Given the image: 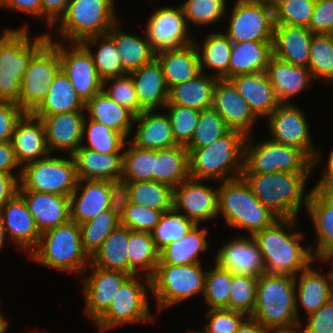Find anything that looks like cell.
Here are the masks:
<instances>
[{
	"label": "cell",
	"mask_w": 333,
	"mask_h": 333,
	"mask_svg": "<svg viewBox=\"0 0 333 333\" xmlns=\"http://www.w3.org/2000/svg\"><path fill=\"white\" fill-rule=\"evenodd\" d=\"M51 155L22 167L19 190L70 197L78 183L74 159Z\"/></svg>",
	"instance_id": "7c38bea8"
},
{
	"label": "cell",
	"mask_w": 333,
	"mask_h": 333,
	"mask_svg": "<svg viewBox=\"0 0 333 333\" xmlns=\"http://www.w3.org/2000/svg\"><path fill=\"white\" fill-rule=\"evenodd\" d=\"M250 317L268 329L299 323L295 306L294 277L261 274L257 282L256 305Z\"/></svg>",
	"instance_id": "ba28073f"
},
{
	"label": "cell",
	"mask_w": 333,
	"mask_h": 333,
	"mask_svg": "<svg viewBox=\"0 0 333 333\" xmlns=\"http://www.w3.org/2000/svg\"><path fill=\"white\" fill-rule=\"evenodd\" d=\"M0 219L6 236L19 251L29 255L38 246L41 233L19 193L0 208Z\"/></svg>",
	"instance_id": "7402d4cb"
},
{
	"label": "cell",
	"mask_w": 333,
	"mask_h": 333,
	"mask_svg": "<svg viewBox=\"0 0 333 333\" xmlns=\"http://www.w3.org/2000/svg\"><path fill=\"white\" fill-rule=\"evenodd\" d=\"M195 226V223L173 207L163 213L151 236L160 252L169 244L186 236Z\"/></svg>",
	"instance_id": "681fc988"
},
{
	"label": "cell",
	"mask_w": 333,
	"mask_h": 333,
	"mask_svg": "<svg viewBox=\"0 0 333 333\" xmlns=\"http://www.w3.org/2000/svg\"><path fill=\"white\" fill-rule=\"evenodd\" d=\"M20 176L0 172V208L18 194Z\"/></svg>",
	"instance_id": "753ad0ef"
},
{
	"label": "cell",
	"mask_w": 333,
	"mask_h": 333,
	"mask_svg": "<svg viewBox=\"0 0 333 333\" xmlns=\"http://www.w3.org/2000/svg\"><path fill=\"white\" fill-rule=\"evenodd\" d=\"M257 118H267L280 104L265 72L241 74L229 79Z\"/></svg>",
	"instance_id": "1f68e13d"
},
{
	"label": "cell",
	"mask_w": 333,
	"mask_h": 333,
	"mask_svg": "<svg viewBox=\"0 0 333 333\" xmlns=\"http://www.w3.org/2000/svg\"><path fill=\"white\" fill-rule=\"evenodd\" d=\"M214 267L208 268L205 275V285L203 300L208 305V309L226 308L229 304V291L232 272L219 267L214 263Z\"/></svg>",
	"instance_id": "6f0895ef"
},
{
	"label": "cell",
	"mask_w": 333,
	"mask_h": 333,
	"mask_svg": "<svg viewBox=\"0 0 333 333\" xmlns=\"http://www.w3.org/2000/svg\"><path fill=\"white\" fill-rule=\"evenodd\" d=\"M323 193L333 202V187L324 190Z\"/></svg>",
	"instance_id": "deb4b68c"
},
{
	"label": "cell",
	"mask_w": 333,
	"mask_h": 333,
	"mask_svg": "<svg viewBox=\"0 0 333 333\" xmlns=\"http://www.w3.org/2000/svg\"><path fill=\"white\" fill-rule=\"evenodd\" d=\"M25 112L11 101H0V142H10L17 122Z\"/></svg>",
	"instance_id": "003e7915"
},
{
	"label": "cell",
	"mask_w": 333,
	"mask_h": 333,
	"mask_svg": "<svg viewBox=\"0 0 333 333\" xmlns=\"http://www.w3.org/2000/svg\"><path fill=\"white\" fill-rule=\"evenodd\" d=\"M205 317L208 324L203 326L211 333H235L240 327L241 323L248 317L247 315L221 308V309H208Z\"/></svg>",
	"instance_id": "be15d7a7"
},
{
	"label": "cell",
	"mask_w": 333,
	"mask_h": 333,
	"mask_svg": "<svg viewBox=\"0 0 333 333\" xmlns=\"http://www.w3.org/2000/svg\"><path fill=\"white\" fill-rule=\"evenodd\" d=\"M2 301L0 300V307H1ZM9 322L7 317L4 316L3 312L0 310V333H6L7 330H9Z\"/></svg>",
	"instance_id": "09005b40"
},
{
	"label": "cell",
	"mask_w": 333,
	"mask_h": 333,
	"mask_svg": "<svg viewBox=\"0 0 333 333\" xmlns=\"http://www.w3.org/2000/svg\"><path fill=\"white\" fill-rule=\"evenodd\" d=\"M69 0H41V19L52 30L66 14Z\"/></svg>",
	"instance_id": "89a4df30"
},
{
	"label": "cell",
	"mask_w": 333,
	"mask_h": 333,
	"mask_svg": "<svg viewBox=\"0 0 333 333\" xmlns=\"http://www.w3.org/2000/svg\"><path fill=\"white\" fill-rule=\"evenodd\" d=\"M139 276L132 275L122 284L112 304L94 322L98 333H104L108 329L125 324L149 323L155 320L147 300L150 296V294L148 295L149 278L143 276L142 280Z\"/></svg>",
	"instance_id": "8fae6325"
},
{
	"label": "cell",
	"mask_w": 333,
	"mask_h": 333,
	"mask_svg": "<svg viewBox=\"0 0 333 333\" xmlns=\"http://www.w3.org/2000/svg\"><path fill=\"white\" fill-rule=\"evenodd\" d=\"M130 75L140 105V113L145 110H164L169 99V88L158 60L155 58Z\"/></svg>",
	"instance_id": "f1b7e54d"
},
{
	"label": "cell",
	"mask_w": 333,
	"mask_h": 333,
	"mask_svg": "<svg viewBox=\"0 0 333 333\" xmlns=\"http://www.w3.org/2000/svg\"><path fill=\"white\" fill-rule=\"evenodd\" d=\"M316 0H288L274 10V22L309 27Z\"/></svg>",
	"instance_id": "94428289"
},
{
	"label": "cell",
	"mask_w": 333,
	"mask_h": 333,
	"mask_svg": "<svg viewBox=\"0 0 333 333\" xmlns=\"http://www.w3.org/2000/svg\"><path fill=\"white\" fill-rule=\"evenodd\" d=\"M212 108L221 115L231 130L241 131L245 136L252 135L258 118L230 80L217 79Z\"/></svg>",
	"instance_id": "44dd1931"
},
{
	"label": "cell",
	"mask_w": 333,
	"mask_h": 333,
	"mask_svg": "<svg viewBox=\"0 0 333 333\" xmlns=\"http://www.w3.org/2000/svg\"><path fill=\"white\" fill-rule=\"evenodd\" d=\"M216 81L217 78L211 74L201 73L192 80L172 87L168 103L198 111L211 108Z\"/></svg>",
	"instance_id": "7bdbcfd3"
},
{
	"label": "cell",
	"mask_w": 333,
	"mask_h": 333,
	"mask_svg": "<svg viewBox=\"0 0 333 333\" xmlns=\"http://www.w3.org/2000/svg\"><path fill=\"white\" fill-rule=\"evenodd\" d=\"M204 41L194 43L199 54V63L201 73L206 70L210 71L211 75L217 79L229 80V60L232 49V41L223 31L209 33L205 35ZM200 46V47H199Z\"/></svg>",
	"instance_id": "f35d334b"
},
{
	"label": "cell",
	"mask_w": 333,
	"mask_h": 333,
	"mask_svg": "<svg viewBox=\"0 0 333 333\" xmlns=\"http://www.w3.org/2000/svg\"><path fill=\"white\" fill-rule=\"evenodd\" d=\"M170 117L174 140L178 145L186 146L192 139L198 125V110L167 103L164 110Z\"/></svg>",
	"instance_id": "680465c9"
},
{
	"label": "cell",
	"mask_w": 333,
	"mask_h": 333,
	"mask_svg": "<svg viewBox=\"0 0 333 333\" xmlns=\"http://www.w3.org/2000/svg\"><path fill=\"white\" fill-rule=\"evenodd\" d=\"M245 140L241 131L230 130L207 147L186 148L190 178L222 182L242 177Z\"/></svg>",
	"instance_id": "277c9868"
},
{
	"label": "cell",
	"mask_w": 333,
	"mask_h": 333,
	"mask_svg": "<svg viewBox=\"0 0 333 333\" xmlns=\"http://www.w3.org/2000/svg\"><path fill=\"white\" fill-rule=\"evenodd\" d=\"M313 33L303 26L274 25V55L292 65L308 68Z\"/></svg>",
	"instance_id": "d6a6232c"
},
{
	"label": "cell",
	"mask_w": 333,
	"mask_h": 333,
	"mask_svg": "<svg viewBox=\"0 0 333 333\" xmlns=\"http://www.w3.org/2000/svg\"><path fill=\"white\" fill-rule=\"evenodd\" d=\"M109 194L111 212L121 220L130 204V191L128 181L123 179L109 181Z\"/></svg>",
	"instance_id": "a7ac6f4b"
},
{
	"label": "cell",
	"mask_w": 333,
	"mask_h": 333,
	"mask_svg": "<svg viewBox=\"0 0 333 333\" xmlns=\"http://www.w3.org/2000/svg\"><path fill=\"white\" fill-rule=\"evenodd\" d=\"M253 137L246 136L242 174L313 172L312 160L298 147L280 144L269 137L254 143Z\"/></svg>",
	"instance_id": "30bf717a"
},
{
	"label": "cell",
	"mask_w": 333,
	"mask_h": 333,
	"mask_svg": "<svg viewBox=\"0 0 333 333\" xmlns=\"http://www.w3.org/2000/svg\"><path fill=\"white\" fill-rule=\"evenodd\" d=\"M69 199L70 220L79 225L88 222L109 209V181L78 180Z\"/></svg>",
	"instance_id": "484cf974"
},
{
	"label": "cell",
	"mask_w": 333,
	"mask_h": 333,
	"mask_svg": "<svg viewBox=\"0 0 333 333\" xmlns=\"http://www.w3.org/2000/svg\"><path fill=\"white\" fill-rule=\"evenodd\" d=\"M223 31L232 42L273 41L274 11L259 0H235Z\"/></svg>",
	"instance_id": "9a60e30c"
},
{
	"label": "cell",
	"mask_w": 333,
	"mask_h": 333,
	"mask_svg": "<svg viewBox=\"0 0 333 333\" xmlns=\"http://www.w3.org/2000/svg\"><path fill=\"white\" fill-rule=\"evenodd\" d=\"M1 7L41 19V0H0Z\"/></svg>",
	"instance_id": "2644e50d"
},
{
	"label": "cell",
	"mask_w": 333,
	"mask_h": 333,
	"mask_svg": "<svg viewBox=\"0 0 333 333\" xmlns=\"http://www.w3.org/2000/svg\"><path fill=\"white\" fill-rule=\"evenodd\" d=\"M130 232L129 228L119 225L107 236L100 248L90 258V265L129 274L127 246Z\"/></svg>",
	"instance_id": "ee69618b"
},
{
	"label": "cell",
	"mask_w": 333,
	"mask_h": 333,
	"mask_svg": "<svg viewBox=\"0 0 333 333\" xmlns=\"http://www.w3.org/2000/svg\"><path fill=\"white\" fill-rule=\"evenodd\" d=\"M59 41L61 69L68 76L74 90L86 104L94 95L100 93L103 81L100 78L90 52L81 43Z\"/></svg>",
	"instance_id": "e0dca14e"
},
{
	"label": "cell",
	"mask_w": 333,
	"mask_h": 333,
	"mask_svg": "<svg viewBox=\"0 0 333 333\" xmlns=\"http://www.w3.org/2000/svg\"><path fill=\"white\" fill-rule=\"evenodd\" d=\"M214 263L233 274L259 277L265 267L257 243L252 236H236L216 252Z\"/></svg>",
	"instance_id": "cb8c5ba5"
},
{
	"label": "cell",
	"mask_w": 333,
	"mask_h": 333,
	"mask_svg": "<svg viewBox=\"0 0 333 333\" xmlns=\"http://www.w3.org/2000/svg\"><path fill=\"white\" fill-rule=\"evenodd\" d=\"M303 111L294 103H280L265 120H268L269 138L301 149L312 160L314 170L324 159L320 148L314 146L309 122Z\"/></svg>",
	"instance_id": "5bb4252c"
},
{
	"label": "cell",
	"mask_w": 333,
	"mask_h": 333,
	"mask_svg": "<svg viewBox=\"0 0 333 333\" xmlns=\"http://www.w3.org/2000/svg\"><path fill=\"white\" fill-rule=\"evenodd\" d=\"M269 333H306L304 327L299 322L295 325L288 326V327H281V328H273L270 329Z\"/></svg>",
	"instance_id": "2a66077c"
},
{
	"label": "cell",
	"mask_w": 333,
	"mask_h": 333,
	"mask_svg": "<svg viewBox=\"0 0 333 333\" xmlns=\"http://www.w3.org/2000/svg\"><path fill=\"white\" fill-rule=\"evenodd\" d=\"M189 178V153L185 146L175 145L156 150L152 181L167 184L174 189Z\"/></svg>",
	"instance_id": "ab89813d"
},
{
	"label": "cell",
	"mask_w": 333,
	"mask_h": 333,
	"mask_svg": "<svg viewBox=\"0 0 333 333\" xmlns=\"http://www.w3.org/2000/svg\"><path fill=\"white\" fill-rule=\"evenodd\" d=\"M258 277L243 274H232L230 283L229 304L225 309L241 312L251 316L257 299Z\"/></svg>",
	"instance_id": "9f6ffc18"
},
{
	"label": "cell",
	"mask_w": 333,
	"mask_h": 333,
	"mask_svg": "<svg viewBox=\"0 0 333 333\" xmlns=\"http://www.w3.org/2000/svg\"><path fill=\"white\" fill-rule=\"evenodd\" d=\"M163 213V211L130 202L120 220V225L129 228L131 231L151 233Z\"/></svg>",
	"instance_id": "6125c7cd"
},
{
	"label": "cell",
	"mask_w": 333,
	"mask_h": 333,
	"mask_svg": "<svg viewBox=\"0 0 333 333\" xmlns=\"http://www.w3.org/2000/svg\"><path fill=\"white\" fill-rule=\"evenodd\" d=\"M319 263L330 264L331 270L325 274L320 273L311 263L294 277L295 280V306L299 322L300 309L303 308L305 315L309 316L318 310L332 297L333 260H317ZM314 268V269H313ZM301 308H300V307ZM300 308V309H299Z\"/></svg>",
	"instance_id": "ffe728a7"
},
{
	"label": "cell",
	"mask_w": 333,
	"mask_h": 333,
	"mask_svg": "<svg viewBox=\"0 0 333 333\" xmlns=\"http://www.w3.org/2000/svg\"><path fill=\"white\" fill-rule=\"evenodd\" d=\"M40 233L70 220V199L66 196L18 190Z\"/></svg>",
	"instance_id": "83f0119b"
},
{
	"label": "cell",
	"mask_w": 333,
	"mask_h": 333,
	"mask_svg": "<svg viewBox=\"0 0 333 333\" xmlns=\"http://www.w3.org/2000/svg\"><path fill=\"white\" fill-rule=\"evenodd\" d=\"M300 322L306 333H333V297Z\"/></svg>",
	"instance_id": "e7e4bbea"
},
{
	"label": "cell",
	"mask_w": 333,
	"mask_h": 333,
	"mask_svg": "<svg viewBox=\"0 0 333 333\" xmlns=\"http://www.w3.org/2000/svg\"><path fill=\"white\" fill-rule=\"evenodd\" d=\"M181 5L161 7L149 16L143 32L155 53L185 47L194 42Z\"/></svg>",
	"instance_id": "2e32d148"
},
{
	"label": "cell",
	"mask_w": 333,
	"mask_h": 333,
	"mask_svg": "<svg viewBox=\"0 0 333 333\" xmlns=\"http://www.w3.org/2000/svg\"><path fill=\"white\" fill-rule=\"evenodd\" d=\"M18 169V173H13V170ZM22 167L19 165L12 143L0 142V172L8 173L11 175H21Z\"/></svg>",
	"instance_id": "8c879c8a"
},
{
	"label": "cell",
	"mask_w": 333,
	"mask_h": 333,
	"mask_svg": "<svg viewBox=\"0 0 333 333\" xmlns=\"http://www.w3.org/2000/svg\"><path fill=\"white\" fill-rule=\"evenodd\" d=\"M188 333H211V332H209L206 328H204V330L203 331H201V330H194V331H192V330H189L188 331Z\"/></svg>",
	"instance_id": "67dfc351"
},
{
	"label": "cell",
	"mask_w": 333,
	"mask_h": 333,
	"mask_svg": "<svg viewBox=\"0 0 333 333\" xmlns=\"http://www.w3.org/2000/svg\"><path fill=\"white\" fill-rule=\"evenodd\" d=\"M88 268L91 269V273L82 280L85 297L84 313L88 319L95 322L112 304L119 288L131 275L94 265H89Z\"/></svg>",
	"instance_id": "d6986e66"
},
{
	"label": "cell",
	"mask_w": 333,
	"mask_h": 333,
	"mask_svg": "<svg viewBox=\"0 0 333 333\" xmlns=\"http://www.w3.org/2000/svg\"><path fill=\"white\" fill-rule=\"evenodd\" d=\"M81 44L92 55L96 70L102 81L126 74L122 69L115 43L108 34L90 37L82 41ZM94 46L97 47L96 53L92 51Z\"/></svg>",
	"instance_id": "bcb514c9"
},
{
	"label": "cell",
	"mask_w": 333,
	"mask_h": 333,
	"mask_svg": "<svg viewBox=\"0 0 333 333\" xmlns=\"http://www.w3.org/2000/svg\"><path fill=\"white\" fill-rule=\"evenodd\" d=\"M88 120V121H87ZM83 140L88 144H82L88 148L100 153H124V144L126 139L113 129L104 124L90 120L87 115L83 124Z\"/></svg>",
	"instance_id": "f907efd6"
},
{
	"label": "cell",
	"mask_w": 333,
	"mask_h": 333,
	"mask_svg": "<svg viewBox=\"0 0 333 333\" xmlns=\"http://www.w3.org/2000/svg\"><path fill=\"white\" fill-rule=\"evenodd\" d=\"M308 68L315 80L333 82V35L314 34L311 39Z\"/></svg>",
	"instance_id": "816d5d0a"
},
{
	"label": "cell",
	"mask_w": 333,
	"mask_h": 333,
	"mask_svg": "<svg viewBox=\"0 0 333 333\" xmlns=\"http://www.w3.org/2000/svg\"><path fill=\"white\" fill-rule=\"evenodd\" d=\"M206 272L201 263L157 264L149 281L158 311L180 305L199 294L203 297Z\"/></svg>",
	"instance_id": "9c48e42d"
},
{
	"label": "cell",
	"mask_w": 333,
	"mask_h": 333,
	"mask_svg": "<svg viewBox=\"0 0 333 333\" xmlns=\"http://www.w3.org/2000/svg\"><path fill=\"white\" fill-rule=\"evenodd\" d=\"M157 110H145L135 116L133 125L136 131L129 140L134 146L159 150L178 145L173 136L170 117L166 112Z\"/></svg>",
	"instance_id": "f546056e"
},
{
	"label": "cell",
	"mask_w": 333,
	"mask_h": 333,
	"mask_svg": "<svg viewBox=\"0 0 333 333\" xmlns=\"http://www.w3.org/2000/svg\"><path fill=\"white\" fill-rule=\"evenodd\" d=\"M208 229L196 225L186 236L159 252L158 264L189 265L201 263L200 255L209 248Z\"/></svg>",
	"instance_id": "60d3db41"
},
{
	"label": "cell",
	"mask_w": 333,
	"mask_h": 333,
	"mask_svg": "<svg viewBox=\"0 0 333 333\" xmlns=\"http://www.w3.org/2000/svg\"><path fill=\"white\" fill-rule=\"evenodd\" d=\"M226 4L227 0H185L180 5L187 25L189 23L199 28L224 20L228 13Z\"/></svg>",
	"instance_id": "db71d44e"
},
{
	"label": "cell",
	"mask_w": 333,
	"mask_h": 333,
	"mask_svg": "<svg viewBox=\"0 0 333 333\" xmlns=\"http://www.w3.org/2000/svg\"><path fill=\"white\" fill-rule=\"evenodd\" d=\"M299 218H279L252 237L260 250L264 273L295 277L311 263H316L311 246L304 247V232Z\"/></svg>",
	"instance_id": "6da1fadb"
},
{
	"label": "cell",
	"mask_w": 333,
	"mask_h": 333,
	"mask_svg": "<svg viewBox=\"0 0 333 333\" xmlns=\"http://www.w3.org/2000/svg\"><path fill=\"white\" fill-rule=\"evenodd\" d=\"M126 144L128 145L127 147ZM156 150L134 146L129 140L124 144L122 176L128 182L152 180Z\"/></svg>",
	"instance_id": "c3c4849f"
},
{
	"label": "cell",
	"mask_w": 333,
	"mask_h": 333,
	"mask_svg": "<svg viewBox=\"0 0 333 333\" xmlns=\"http://www.w3.org/2000/svg\"><path fill=\"white\" fill-rule=\"evenodd\" d=\"M102 90L116 103L130 110L135 116L140 114V105L130 74L104 80Z\"/></svg>",
	"instance_id": "91938a15"
},
{
	"label": "cell",
	"mask_w": 333,
	"mask_h": 333,
	"mask_svg": "<svg viewBox=\"0 0 333 333\" xmlns=\"http://www.w3.org/2000/svg\"><path fill=\"white\" fill-rule=\"evenodd\" d=\"M308 29L313 34H333V0H316Z\"/></svg>",
	"instance_id": "03108f58"
},
{
	"label": "cell",
	"mask_w": 333,
	"mask_h": 333,
	"mask_svg": "<svg viewBox=\"0 0 333 333\" xmlns=\"http://www.w3.org/2000/svg\"><path fill=\"white\" fill-rule=\"evenodd\" d=\"M6 240H8V239H7V236L5 233V229L3 227V223L1 222V219H0V251L2 250L4 244L6 243Z\"/></svg>",
	"instance_id": "979ff035"
},
{
	"label": "cell",
	"mask_w": 333,
	"mask_h": 333,
	"mask_svg": "<svg viewBox=\"0 0 333 333\" xmlns=\"http://www.w3.org/2000/svg\"><path fill=\"white\" fill-rule=\"evenodd\" d=\"M85 111H88L87 117L90 120L104 124L120 133L126 140L130 139L135 115L116 103L103 90L85 104Z\"/></svg>",
	"instance_id": "74e56055"
},
{
	"label": "cell",
	"mask_w": 333,
	"mask_h": 333,
	"mask_svg": "<svg viewBox=\"0 0 333 333\" xmlns=\"http://www.w3.org/2000/svg\"><path fill=\"white\" fill-rule=\"evenodd\" d=\"M265 73L280 103H292L291 99L312 87L315 81L309 68L292 65L276 56Z\"/></svg>",
	"instance_id": "4dcf8cb0"
},
{
	"label": "cell",
	"mask_w": 333,
	"mask_h": 333,
	"mask_svg": "<svg viewBox=\"0 0 333 333\" xmlns=\"http://www.w3.org/2000/svg\"><path fill=\"white\" fill-rule=\"evenodd\" d=\"M120 25V20H118L107 34L115 43L123 71L130 74L143 65L151 63L156 58V53L148 41L146 33L138 36L124 32Z\"/></svg>",
	"instance_id": "e575fe53"
},
{
	"label": "cell",
	"mask_w": 333,
	"mask_h": 333,
	"mask_svg": "<svg viewBox=\"0 0 333 333\" xmlns=\"http://www.w3.org/2000/svg\"><path fill=\"white\" fill-rule=\"evenodd\" d=\"M86 113L76 111L53 116H37L43 122L50 154L58 150L66 153V156L72 155L83 144V124Z\"/></svg>",
	"instance_id": "603a6c76"
},
{
	"label": "cell",
	"mask_w": 333,
	"mask_h": 333,
	"mask_svg": "<svg viewBox=\"0 0 333 333\" xmlns=\"http://www.w3.org/2000/svg\"><path fill=\"white\" fill-rule=\"evenodd\" d=\"M173 207L196 225L217 219L218 187L189 178L174 188Z\"/></svg>",
	"instance_id": "ac0fdd59"
},
{
	"label": "cell",
	"mask_w": 333,
	"mask_h": 333,
	"mask_svg": "<svg viewBox=\"0 0 333 333\" xmlns=\"http://www.w3.org/2000/svg\"><path fill=\"white\" fill-rule=\"evenodd\" d=\"M49 32L50 41L33 57L24 72L20 97L16 104L25 112L33 113L46 99L49 86L61 70L59 41Z\"/></svg>",
	"instance_id": "4fadbf2b"
},
{
	"label": "cell",
	"mask_w": 333,
	"mask_h": 333,
	"mask_svg": "<svg viewBox=\"0 0 333 333\" xmlns=\"http://www.w3.org/2000/svg\"><path fill=\"white\" fill-rule=\"evenodd\" d=\"M115 0H69L66 14L53 27L63 43H81L107 34L118 21Z\"/></svg>",
	"instance_id": "52a82bcc"
},
{
	"label": "cell",
	"mask_w": 333,
	"mask_h": 333,
	"mask_svg": "<svg viewBox=\"0 0 333 333\" xmlns=\"http://www.w3.org/2000/svg\"><path fill=\"white\" fill-rule=\"evenodd\" d=\"M307 215L312 221L316 247L311 246L316 260H333V202L323 193L311 188Z\"/></svg>",
	"instance_id": "4316f807"
},
{
	"label": "cell",
	"mask_w": 333,
	"mask_h": 333,
	"mask_svg": "<svg viewBox=\"0 0 333 333\" xmlns=\"http://www.w3.org/2000/svg\"><path fill=\"white\" fill-rule=\"evenodd\" d=\"M129 258V275H140L150 277L155 266L159 262V251L157 250L151 233L131 231L127 246Z\"/></svg>",
	"instance_id": "f6af8a7d"
},
{
	"label": "cell",
	"mask_w": 333,
	"mask_h": 333,
	"mask_svg": "<svg viewBox=\"0 0 333 333\" xmlns=\"http://www.w3.org/2000/svg\"><path fill=\"white\" fill-rule=\"evenodd\" d=\"M325 165V169L320 176V179L314 184V187H312L319 192H323L324 190L333 187V148L328 153V159Z\"/></svg>",
	"instance_id": "34e18365"
},
{
	"label": "cell",
	"mask_w": 333,
	"mask_h": 333,
	"mask_svg": "<svg viewBox=\"0 0 333 333\" xmlns=\"http://www.w3.org/2000/svg\"><path fill=\"white\" fill-rule=\"evenodd\" d=\"M11 143L21 167L50 154L43 122L33 113H25L17 122Z\"/></svg>",
	"instance_id": "d4e9b609"
},
{
	"label": "cell",
	"mask_w": 333,
	"mask_h": 333,
	"mask_svg": "<svg viewBox=\"0 0 333 333\" xmlns=\"http://www.w3.org/2000/svg\"><path fill=\"white\" fill-rule=\"evenodd\" d=\"M312 172L242 174L255 197L278 218H298L308 205L311 190H306ZM310 175V176H309Z\"/></svg>",
	"instance_id": "7a4b0ae2"
},
{
	"label": "cell",
	"mask_w": 333,
	"mask_h": 333,
	"mask_svg": "<svg viewBox=\"0 0 333 333\" xmlns=\"http://www.w3.org/2000/svg\"><path fill=\"white\" fill-rule=\"evenodd\" d=\"M274 56L272 41L232 42L229 79L241 74L265 72Z\"/></svg>",
	"instance_id": "d590c367"
},
{
	"label": "cell",
	"mask_w": 333,
	"mask_h": 333,
	"mask_svg": "<svg viewBox=\"0 0 333 333\" xmlns=\"http://www.w3.org/2000/svg\"><path fill=\"white\" fill-rule=\"evenodd\" d=\"M28 256L41 266L77 275L86 273L90 265L83 250L80 225L72 220L41 233L38 246Z\"/></svg>",
	"instance_id": "8992f818"
},
{
	"label": "cell",
	"mask_w": 333,
	"mask_h": 333,
	"mask_svg": "<svg viewBox=\"0 0 333 333\" xmlns=\"http://www.w3.org/2000/svg\"><path fill=\"white\" fill-rule=\"evenodd\" d=\"M27 24L6 28L0 35V101L17 102L24 72L33 57L50 41L49 32L33 39Z\"/></svg>",
	"instance_id": "3957f363"
},
{
	"label": "cell",
	"mask_w": 333,
	"mask_h": 333,
	"mask_svg": "<svg viewBox=\"0 0 333 333\" xmlns=\"http://www.w3.org/2000/svg\"><path fill=\"white\" fill-rule=\"evenodd\" d=\"M85 111V103L78 96L68 76L61 69L49 86L46 99L33 112L35 116Z\"/></svg>",
	"instance_id": "b9f144b4"
},
{
	"label": "cell",
	"mask_w": 333,
	"mask_h": 333,
	"mask_svg": "<svg viewBox=\"0 0 333 333\" xmlns=\"http://www.w3.org/2000/svg\"><path fill=\"white\" fill-rule=\"evenodd\" d=\"M156 59L161 64L169 90L201 74L199 54L194 42L182 48L156 53Z\"/></svg>",
	"instance_id": "8d00e7d4"
},
{
	"label": "cell",
	"mask_w": 333,
	"mask_h": 333,
	"mask_svg": "<svg viewBox=\"0 0 333 333\" xmlns=\"http://www.w3.org/2000/svg\"><path fill=\"white\" fill-rule=\"evenodd\" d=\"M270 329L264 327L254 318L248 316L235 333H269Z\"/></svg>",
	"instance_id": "11e5206c"
},
{
	"label": "cell",
	"mask_w": 333,
	"mask_h": 333,
	"mask_svg": "<svg viewBox=\"0 0 333 333\" xmlns=\"http://www.w3.org/2000/svg\"><path fill=\"white\" fill-rule=\"evenodd\" d=\"M261 3H263L266 7L274 11L277 9L283 2L288 0H259Z\"/></svg>",
	"instance_id": "b9fcfbb0"
},
{
	"label": "cell",
	"mask_w": 333,
	"mask_h": 333,
	"mask_svg": "<svg viewBox=\"0 0 333 333\" xmlns=\"http://www.w3.org/2000/svg\"><path fill=\"white\" fill-rule=\"evenodd\" d=\"M128 184L131 203L163 212L173 208L174 189L169 185L152 180Z\"/></svg>",
	"instance_id": "7dc6e473"
},
{
	"label": "cell",
	"mask_w": 333,
	"mask_h": 333,
	"mask_svg": "<svg viewBox=\"0 0 333 333\" xmlns=\"http://www.w3.org/2000/svg\"><path fill=\"white\" fill-rule=\"evenodd\" d=\"M219 183L217 215H222L227 226L241 228L253 236L279 219L255 197L243 177Z\"/></svg>",
	"instance_id": "5b68a950"
},
{
	"label": "cell",
	"mask_w": 333,
	"mask_h": 333,
	"mask_svg": "<svg viewBox=\"0 0 333 333\" xmlns=\"http://www.w3.org/2000/svg\"><path fill=\"white\" fill-rule=\"evenodd\" d=\"M120 225L110 209L98 214L94 219L80 224L84 252L91 258L100 248L107 236Z\"/></svg>",
	"instance_id": "f5cc1de1"
},
{
	"label": "cell",
	"mask_w": 333,
	"mask_h": 333,
	"mask_svg": "<svg viewBox=\"0 0 333 333\" xmlns=\"http://www.w3.org/2000/svg\"><path fill=\"white\" fill-rule=\"evenodd\" d=\"M78 180L121 179L123 153H100L80 146L72 155Z\"/></svg>",
	"instance_id": "836d02e7"
},
{
	"label": "cell",
	"mask_w": 333,
	"mask_h": 333,
	"mask_svg": "<svg viewBox=\"0 0 333 333\" xmlns=\"http://www.w3.org/2000/svg\"><path fill=\"white\" fill-rule=\"evenodd\" d=\"M231 129L212 107L201 110L198 125L186 148H204L226 135Z\"/></svg>",
	"instance_id": "11a10c76"
}]
</instances>
